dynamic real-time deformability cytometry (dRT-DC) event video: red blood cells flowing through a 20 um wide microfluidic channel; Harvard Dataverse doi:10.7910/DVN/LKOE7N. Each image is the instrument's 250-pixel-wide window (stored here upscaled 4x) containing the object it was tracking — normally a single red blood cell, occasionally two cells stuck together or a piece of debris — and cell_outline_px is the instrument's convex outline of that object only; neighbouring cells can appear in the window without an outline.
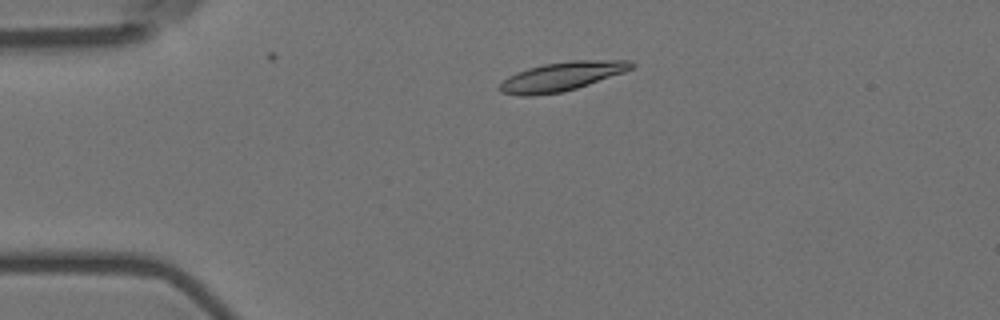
{"species": "Egyptian fruit bat (a non-hibernating species)", "species_latin": "Rousettus aegyptiacus", "temperature_condition": "room temperature", "stored_images_in_passage": 11, "camera_frame_rate_fps": 3000, "um_per_image_px": 0.085, "animal": {"sex": "female"}, "frame": {"image": 1, "passage_image": 10, "time_ms": 3.0, "image_size_px": [1000, 320], "cell_outline_px": [[636, 64], [632, 68], [624, 72], [564, 92], [532, 96], [524, 96], [500, 92], [496, 88], [508, 76], [516, 72], [528, 68], [544, 64], [572, 60], [632, 60]], "centroid_in_image_um": [47.73, 6.5], "position_along_channel_um": 37.3, "area_um2": 22.25}}